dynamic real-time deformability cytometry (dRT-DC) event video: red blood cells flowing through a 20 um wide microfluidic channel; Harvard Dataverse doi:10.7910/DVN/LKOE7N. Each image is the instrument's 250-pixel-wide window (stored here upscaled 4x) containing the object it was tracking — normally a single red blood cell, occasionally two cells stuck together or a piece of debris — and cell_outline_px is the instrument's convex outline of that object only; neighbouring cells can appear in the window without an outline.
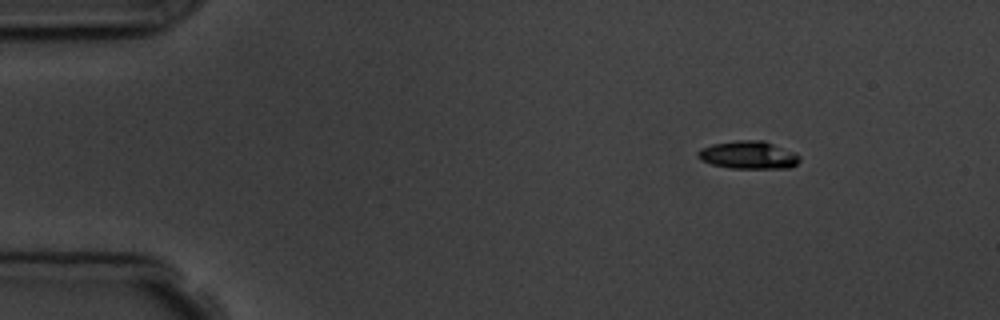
{"species": "common noctule bat (a hibernating species)", "species_latin": "Nyctalus noctula", "temperature_condition": "room temperature", "stored_images_in_passage": 3, "camera_frame_rate_fps": 3000, "um_per_image_px": 0.085, "animal": {"sex": "male", "body_mass_g": 19.5, "forearm_length_mm": 54.6}, "frame": {"image": 1, "passage_image": 1, "time_ms": 0.0, "image_size_px": [1000, 320], "cell_outline_px": [[800, 160], [792, 168], [728, 168], [712, 164], [700, 160], [696, 156], [696, 152], [700, 148], [712, 144], [736, 140], [764, 140], [792, 152], [800, 156]], "centroid_in_image_um": [63.57, 13.18], "position_along_channel_um": 21.4, "area_um2": 16.59}}
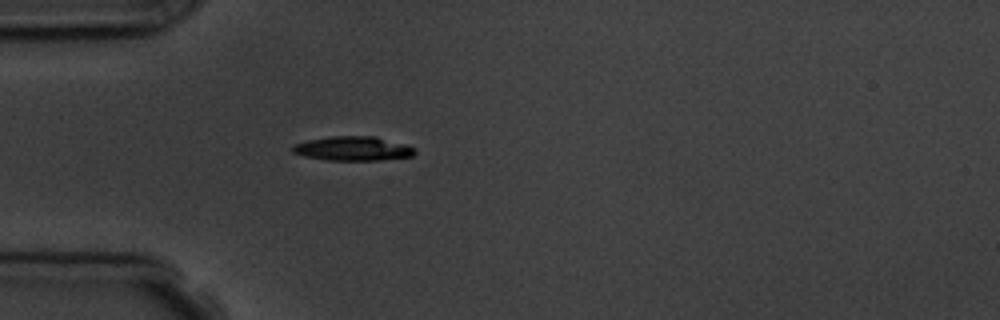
{"frame": {"image": 2, "passage_image": 3, "time_ms": 3.0, "image_size_px": [1000, 320], "cell_outline_px": [[416, 152], [412, 156], [380, 160], [328, 160], [304, 156], [292, 152], [292, 144], [308, 140], [332, 136], [376, 136], [408, 144], [416, 148]], "centroid_in_image_um": [30.04, 12.62], "position_along_channel_um": 55.0, "area_um2": 17.46}}